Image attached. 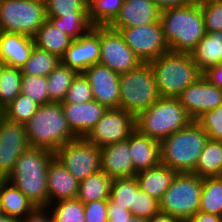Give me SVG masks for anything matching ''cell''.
Returning a JSON list of instances; mask_svg holds the SVG:
<instances>
[{
    "label": "cell",
    "mask_w": 222,
    "mask_h": 222,
    "mask_svg": "<svg viewBox=\"0 0 222 222\" xmlns=\"http://www.w3.org/2000/svg\"><path fill=\"white\" fill-rule=\"evenodd\" d=\"M159 21L170 52L191 53L206 35L202 8L195 2L161 10Z\"/></svg>",
    "instance_id": "obj_1"
},
{
    "label": "cell",
    "mask_w": 222,
    "mask_h": 222,
    "mask_svg": "<svg viewBox=\"0 0 222 222\" xmlns=\"http://www.w3.org/2000/svg\"><path fill=\"white\" fill-rule=\"evenodd\" d=\"M54 152L45 148L28 147L20 155L9 176L15 185L36 207L49 205L47 174Z\"/></svg>",
    "instance_id": "obj_2"
},
{
    "label": "cell",
    "mask_w": 222,
    "mask_h": 222,
    "mask_svg": "<svg viewBox=\"0 0 222 222\" xmlns=\"http://www.w3.org/2000/svg\"><path fill=\"white\" fill-rule=\"evenodd\" d=\"M25 129L30 147L45 148L54 153L78 138L68 125L61 102L40 105Z\"/></svg>",
    "instance_id": "obj_3"
},
{
    "label": "cell",
    "mask_w": 222,
    "mask_h": 222,
    "mask_svg": "<svg viewBox=\"0 0 222 222\" xmlns=\"http://www.w3.org/2000/svg\"><path fill=\"white\" fill-rule=\"evenodd\" d=\"M209 137L192 121L160 142L161 164L176 173H192Z\"/></svg>",
    "instance_id": "obj_4"
},
{
    "label": "cell",
    "mask_w": 222,
    "mask_h": 222,
    "mask_svg": "<svg viewBox=\"0 0 222 222\" xmlns=\"http://www.w3.org/2000/svg\"><path fill=\"white\" fill-rule=\"evenodd\" d=\"M160 97H178L204 73L191 53L168 52L149 62Z\"/></svg>",
    "instance_id": "obj_5"
},
{
    "label": "cell",
    "mask_w": 222,
    "mask_h": 222,
    "mask_svg": "<svg viewBox=\"0 0 222 222\" xmlns=\"http://www.w3.org/2000/svg\"><path fill=\"white\" fill-rule=\"evenodd\" d=\"M192 121L178 97H160L135 117V126L141 134L161 142Z\"/></svg>",
    "instance_id": "obj_6"
},
{
    "label": "cell",
    "mask_w": 222,
    "mask_h": 222,
    "mask_svg": "<svg viewBox=\"0 0 222 222\" xmlns=\"http://www.w3.org/2000/svg\"><path fill=\"white\" fill-rule=\"evenodd\" d=\"M160 98L155 76L149 63L120 74V109L135 117Z\"/></svg>",
    "instance_id": "obj_7"
},
{
    "label": "cell",
    "mask_w": 222,
    "mask_h": 222,
    "mask_svg": "<svg viewBox=\"0 0 222 222\" xmlns=\"http://www.w3.org/2000/svg\"><path fill=\"white\" fill-rule=\"evenodd\" d=\"M203 178L193 173H176L159 201V209L185 222L199 211Z\"/></svg>",
    "instance_id": "obj_8"
},
{
    "label": "cell",
    "mask_w": 222,
    "mask_h": 222,
    "mask_svg": "<svg viewBox=\"0 0 222 222\" xmlns=\"http://www.w3.org/2000/svg\"><path fill=\"white\" fill-rule=\"evenodd\" d=\"M46 19L43 0H0V32L33 37Z\"/></svg>",
    "instance_id": "obj_9"
},
{
    "label": "cell",
    "mask_w": 222,
    "mask_h": 222,
    "mask_svg": "<svg viewBox=\"0 0 222 222\" xmlns=\"http://www.w3.org/2000/svg\"><path fill=\"white\" fill-rule=\"evenodd\" d=\"M54 155L78 181L85 180L101 170L100 148L85 137L69 141Z\"/></svg>",
    "instance_id": "obj_10"
},
{
    "label": "cell",
    "mask_w": 222,
    "mask_h": 222,
    "mask_svg": "<svg viewBox=\"0 0 222 222\" xmlns=\"http://www.w3.org/2000/svg\"><path fill=\"white\" fill-rule=\"evenodd\" d=\"M117 31L142 63H149L169 52L160 21L143 26L120 28Z\"/></svg>",
    "instance_id": "obj_11"
},
{
    "label": "cell",
    "mask_w": 222,
    "mask_h": 222,
    "mask_svg": "<svg viewBox=\"0 0 222 222\" xmlns=\"http://www.w3.org/2000/svg\"><path fill=\"white\" fill-rule=\"evenodd\" d=\"M99 64L121 74L138 68L142 62L126 45L119 31L100 26Z\"/></svg>",
    "instance_id": "obj_12"
},
{
    "label": "cell",
    "mask_w": 222,
    "mask_h": 222,
    "mask_svg": "<svg viewBox=\"0 0 222 222\" xmlns=\"http://www.w3.org/2000/svg\"><path fill=\"white\" fill-rule=\"evenodd\" d=\"M136 129L135 116L124 109H107L85 137L99 148L127 140Z\"/></svg>",
    "instance_id": "obj_13"
},
{
    "label": "cell",
    "mask_w": 222,
    "mask_h": 222,
    "mask_svg": "<svg viewBox=\"0 0 222 222\" xmlns=\"http://www.w3.org/2000/svg\"><path fill=\"white\" fill-rule=\"evenodd\" d=\"M29 145L25 124L8 120L0 113V179H6Z\"/></svg>",
    "instance_id": "obj_14"
},
{
    "label": "cell",
    "mask_w": 222,
    "mask_h": 222,
    "mask_svg": "<svg viewBox=\"0 0 222 222\" xmlns=\"http://www.w3.org/2000/svg\"><path fill=\"white\" fill-rule=\"evenodd\" d=\"M178 98L187 114L195 121L203 112L213 110L222 104V89L214 86L202 75Z\"/></svg>",
    "instance_id": "obj_15"
},
{
    "label": "cell",
    "mask_w": 222,
    "mask_h": 222,
    "mask_svg": "<svg viewBox=\"0 0 222 222\" xmlns=\"http://www.w3.org/2000/svg\"><path fill=\"white\" fill-rule=\"evenodd\" d=\"M92 88L93 98L107 109L120 108V74L96 63L84 72Z\"/></svg>",
    "instance_id": "obj_16"
},
{
    "label": "cell",
    "mask_w": 222,
    "mask_h": 222,
    "mask_svg": "<svg viewBox=\"0 0 222 222\" xmlns=\"http://www.w3.org/2000/svg\"><path fill=\"white\" fill-rule=\"evenodd\" d=\"M99 57L100 26H93L85 35L73 39L60 59L62 64L83 73L88 67L99 63Z\"/></svg>",
    "instance_id": "obj_17"
},
{
    "label": "cell",
    "mask_w": 222,
    "mask_h": 222,
    "mask_svg": "<svg viewBox=\"0 0 222 222\" xmlns=\"http://www.w3.org/2000/svg\"><path fill=\"white\" fill-rule=\"evenodd\" d=\"M161 9L154 0H124L119 14L109 25L113 30L143 26L160 20Z\"/></svg>",
    "instance_id": "obj_18"
},
{
    "label": "cell",
    "mask_w": 222,
    "mask_h": 222,
    "mask_svg": "<svg viewBox=\"0 0 222 222\" xmlns=\"http://www.w3.org/2000/svg\"><path fill=\"white\" fill-rule=\"evenodd\" d=\"M61 106L69 127L77 137H86L107 110L96 100L84 104L61 103Z\"/></svg>",
    "instance_id": "obj_19"
},
{
    "label": "cell",
    "mask_w": 222,
    "mask_h": 222,
    "mask_svg": "<svg viewBox=\"0 0 222 222\" xmlns=\"http://www.w3.org/2000/svg\"><path fill=\"white\" fill-rule=\"evenodd\" d=\"M101 170L111 179L136 176L129 151V138L100 148Z\"/></svg>",
    "instance_id": "obj_20"
},
{
    "label": "cell",
    "mask_w": 222,
    "mask_h": 222,
    "mask_svg": "<svg viewBox=\"0 0 222 222\" xmlns=\"http://www.w3.org/2000/svg\"><path fill=\"white\" fill-rule=\"evenodd\" d=\"M79 184L80 181L56 157L50 161L47 174L49 205L60 200L77 198Z\"/></svg>",
    "instance_id": "obj_21"
},
{
    "label": "cell",
    "mask_w": 222,
    "mask_h": 222,
    "mask_svg": "<svg viewBox=\"0 0 222 222\" xmlns=\"http://www.w3.org/2000/svg\"><path fill=\"white\" fill-rule=\"evenodd\" d=\"M129 151L138 173L161 163L160 142L135 129L129 136Z\"/></svg>",
    "instance_id": "obj_22"
},
{
    "label": "cell",
    "mask_w": 222,
    "mask_h": 222,
    "mask_svg": "<svg viewBox=\"0 0 222 222\" xmlns=\"http://www.w3.org/2000/svg\"><path fill=\"white\" fill-rule=\"evenodd\" d=\"M33 48V37L12 32H0V57L9 67L21 69L29 60Z\"/></svg>",
    "instance_id": "obj_23"
},
{
    "label": "cell",
    "mask_w": 222,
    "mask_h": 222,
    "mask_svg": "<svg viewBox=\"0 0 222 222\" xmlns=\"http://www.w3.org/2000/svg\"><path fill=\"white\" fill-rule=\"evenodd\" d=\"M175 175L174 170L160 163L156 167L136 173V178L142 190L160 201Z\"/></svg>",
    "instance_id": "obj_24"
},
{
    "label": "cell",
    "mask_w": 222,
    "mask_h": 222,
    "mask_svg": "<svg viewBox=\"0 0 222 222\" xmlns=\"http://www.w3.org/2000/svg\"><path fill=\"white\" fill-rule=\"evenodd\" d=\"M34 46L61 58L71 45L73 38L65 30L56 28L46 19L33 36Z\"/></svg>",
    "instance_id": "obj_25"
},
{
    "label": "cell",
    "mask_w": 222,
    "mask_h": 222,
    "mask_svg": "<svg viewBox=\"0 0 222 222\" xmlns=\"http://www.w3.org/2000/svg\"><path fill=\"white\" fill-rule=\"evenodd\" d=\"M0 198L5 215L17 219L25 218L36 206L7 179H0Z\"/></svg>",
    "instance_id": "obj_26"
},
{
    "label": "cell",
    "mask_w": 222,
    "mask_h": 222,
    "mask_svg": "<svg viewBox=\"0 0 222 222\" xmlns=\"http://www.w3.org/2000/svg\"><path fill=\"white\" fill-rule=\"evenodd\" d=\"M191 55L203 73L216 66L222 61V31L206 32Z\"/></svg>",
    "instance_id": "obj_27"
},
{
    "label": "cell",
    "mask_w": 222,
    "mask_h": 222,
    "mask_svg": "<svg viewBox=\"0 0 222 222\" xmlns=\"http://www.w3.org/2000/svg\"><path fill=\"white\" fill-rule=\"evenodd\" d=\"M199 177L222 176V142L208 139L192 172Z\"/></svg>",
    "instance_id": "obj_28"
},
{
    "label": "cell",
    "mask_w": 222,
    "mask_h": 222,
    "mask_svg": "<svg viewBox=\"0 0 222 222\" xmlns=\"http://www.w3.org/2000/svg\"><path fill=\"white\" fill-rule=\"evenodd\" d=\"M112 180L105 172L100 170L80 181L77 198L85 203L110 198Z\"/></svg>",
    "instance_id": "obj_29"
},
{
    "label": "cell",
    "mask_w": 222,
    "mask_h": 222,
    "mask_svg": "<svg viewBox=\"0 0 222 222\" xmlns=\"http://www.w3.org/2000/svg\"><path fill=\"white\" fill-rule=\"evenodd\" d=\"M77 72L60 63L48 76V95L50 102H63L65 95L77 76Z\"/></svg>",
    "instance_id": "obj_30"
},
{
    "label": "cell",
    "mask_w": 222,
    "mask_h": 222,
    "mask_svg": "<svg viewBox=\"0 0 222 222\" xmlns=\"http://www.w3.org/2000/svg\"><path fill=\"white\" fill-rule=\"evenodd\" d=\"M60 63L58 56L34 46L21 71L23 75L47 77Z\"/></svg>",
    "instance_id": "obj_31"
},
{
    "label": "cell",
    "mask_w": 222,
    "mask_h": 222,
    "mask_svg": "<svg viewBox=\"0 0 222 222\" xmlns=\"http://www.w3.org/2000/svg\"><path fill=\"white\" fill-rule=\"evenodd\" d=\"M199 211L222 216V176L203 178Z\"/></svg>",
    "instance_id": "obj_32"
},
{
    "label": "cell",
    "mask_w": 222,
    "mask_h": 222,
    "mask_svg": "<svg viewBox=\"0 0 222 222\" xmlns=\"http://www.w3.org/2000/svg\"><path fill=\"white\" fill-rule=\"evenodd\" d=\"M124 0H89V21L92 26H109L119 14Z\"/></svg>",
    "instance_id": "obj_33"
},
{
    "label": "cell",
    "mask_w": 222,
    "mask_h": 222,
    "mask_svg": "<svg viewBox=\"0 0 222 222\" xmlns=\"http://www.w3.org/2000/svg\"><path fill=\"white\" fill-rule=\"evenodd\" d=\"M54 222H85L84 203L78 198L54 202L47 206Z\"/></svg>",
    "instance_id": "obj_34"
},
{
    "label": "cell",
    "mask_w": 222,
    "mask_h": 222,
    "mask_svg": "<svg viewBox=\"0 0 222 222\" xmlns=\"http://www.w3.org/2000/svg\"><path fill=\"white\" fill-rule=\"evenodd\" d=\"M22 71L9 67L0 76V112L21 93Z\"/></svg>",
    "instance_id": "obj_35"
},
{
    "label": "cell",
    "mask_w": 222,
    "mask_h": 222,
    "mask_svg": "<svg viewBox=\"0 0 222 222\" xmlns=\"http://www.w3.org/2000/svg\"><path fill=\"white\" fill-rule=\"evenodd\" d=\"M46 17L89 16V0H44Z\"/></svg>",
    "instance_id": "obj_36"
},
{
    "label": "cell",
    "mask_w": 222,
    "mask_h": 222,
    "mask_svg": "<svg viewBox=\"0 0 222 222\" xmlns=\"http://www.w3.org/2000/svg\"><path fill=\"white\" fill-rule=\"evenodd\" d=\"M39 107L40 105L37 102L20 93L0 113L8 120L26 124Z\"/></svg>",
    "instance_id": "obj_37"
},
{
    "label": "cell",
    "mask_w": 222,
    "mask_h": 222,
    "mask_svg": "<svg viewBox=\"0 0 222 222\" xmlns=\"http://www.w3.org/2000/svg\"><path fill=\"white\" fill-rule=\"evenodd\" d=\"M140 188L136 176L115 178L112 180L110 198L127 210H131L134 200V192Z\"/></svg>",
    "instance_id": "obj_38"
},
{
    "label": "cell",
    "mask_w": 222,
    "mask_h": 222,
    "mask_svg": "<svg viewBox=\"0 0 222 222\" xmlns=\"http://www.w3.org/2000/svg\"><path fill=\"white\" fill-rule=\"evenodd\" d=\"M56 27L65 30V33L73 39L85 35L93 26L89 21V16H59L47 17Z\"/></svg>",
    "instance_id": "obj_39"
},
{
    "label": "cell",
    "mask_w": 222,
    "mask_h": 222,
    "mask_svg": "<svg viewBox=\"0 0 222 222\" xmlns=\"http://www.w3.org/2000/svg\"><path fill=\"white\" fill-rule=\"evenodd\" d=\"M48 82L45 76L22 75L21 94L39 105L49 103Z\"/></svg>",
    "instance_id": "obj_40"
},
{
    "label": "cell",
    "mask_w": 222,
    "mask_h": 222,
    "mask_svg": "<svg viewBox=\"0 0 222 222\" xmlns=\"http://www.w3.org/2000/svg\"><path fill=\"white\" fill-rule=\"evenodd\" d=\"M195 122L209 139L222 142V104L213 110L203 112Z\"/></svg>",
    "instance_id": "obj_41"
},
{
    "label": "cell",
    "mask_w": 222,
    "mask_h": 222,
    "mask_svg": "<svg viewBox=\"0 0 222 222\" xmlns=\"http://www.w3.org/2000/svg\"><path fill=\"white\" fill-rule=\"evenodd\" d=\"M92 100L94 98L88 79L83 73H78L61 103L84 104Z\"/></svg>",
    "instance_id": "obj_42"
},
{
    "label": "cell",
    "mask_w": 222,
    "mask_h": 222,
    "mask_svg": "<svg viewBox=\"0 0 222 222\" xmlns=\"http://www.w3.org/2000/svg\"><path fill=\"white\" fill-rule=\"evenodd\" d=\"M130 211L133 216L149 219L160 211L159 201L139 188L136 192H134L133 206Z\"/></svg>",
    "instance_id": "obj_43"
},
{
    "label": "cell",
    "mask_w": 222,
    "mask_h": 222,
    "mask_svg": "<svg viewBox=\"0 0 222 222\" xmlns=\"http://www.w3.org/2000/svg\"><path fill=\"white\" fill-rule=\"evenodd\" d=\"M206 32L222 31V0L201 5Z\"/></svg>",
    "instance_id": "obj_44"
},
{
    "label": "cell",
    "mask_w": 222,
    "mask_h": 222,
    "mask_svg": "<svg viewBox=\"0 0 222 222\" xmlns=\"http://www.w3.org/2000/svg\"><path fill=\"white\" fill-rule=\"evenodd\" d=\"M107 216L108 222H148V219L133 216L130 210L116 206L111 198L107 200Z\"/></svg>",
    "instance_id": "obj_45"
},
{
    "label": "cell",
    "mask_w": 222,
    "mask_h": 222,
    "mask_svg": "<svg viewBox=\"0 0 222 222\" xmlns=\"http://www.w3.org/2000/svg\"><path fill=\"white\" fill-rule=\"evenodd\" d=\"M85 222H108L107 200H97L84 204Z\"/></svg>",
    "instance_id": "obj_46"
},
{
    "label": "cell",
    "mask_w": 222,
    "mask_h": 222,
    "mask_svg": "<svg viewBox=\"0 0 222 222\" xmlns=\"http://www.w3.org/2000/svg\"><path fill=\"white\" fill-rule=\"evenodd\" d=\"M20 222H54V219L47 207H36L25 218L20 219Z\"/></svg>",
    "instance_id": "obj_47"
},
{
    "label": "cell",
    "mask_w": 222,
    "mask_h": 222,
    "mask_svg": "<svg viewBox=\"0 0 222 222\" xmlns=\"http://www.w3.org/2000/svg\"><path fill=\"white\" fill-rule=\"evenodd\" d=\"M204 76L216 87L222 89V61L216 66L210 67Z\"/></svg>",
    "instance_id": "obj_48"
},
{
    "label": "cell",
    "mask_w": 222,
    "mask_h": 222,
    "mask_svg": "<svg viewBox=\"0 0 222 222\" xmlns=\"http://www.w3.org/2000/svg\"><path fill=\"white\" fill-rule=\"evenodd\" d=\"M186 222H222V216L198 211L196 214L191 216Z\"/></svg>",
    "instance_id": "obj_49"
},
{
    "label": "cell",
    "mask_w": 222,
    "mask_h": 222,
    "mask_svg": "<svg viewBox=\"0 0 222 222\" xmlns=\"http://www.w3.org/2000/svg\"><path fill=\"white\" fill-rule=\"evenodd\" d=\"M155 4L161 9L170 7H180L194 2V0H154Z\"/></svg>",
    "instance_id": "obj_50"
},
{
    "label": "cell",
    "mask_w": 222,
    "mask_h": 222,
    "mask_svg": "<svg viewBox=\"0 0 222 222\" xmlns=\"http://www.w3.org/2000/svg\"><path fill=\"white\" fill-rule=\"evenodd\" d=\"M148 222H185V221L180 218L172 217L167 213L159 211L158 213L150 217L148 219Z\"/></svg>",
    "instance_id": "obj_51"
},
{
    "label": "cell",
    "mask_w": 222,
    "mask_h": 222,
    "mask_svg": "<svg viewBox=\"0 0 222 222\" xmlns=\"http://www.w3.org/2000/svg\"><path fill=\"white\" fill-rule=\"evenodd\" d=\"M0 222H20V219L3 214L0 216Z\"/></svg>",
    "instance_id": "obj_52"
},
{
    "label": "cell",
    "mask_w": 222,
    "mask_h": 222,
    "mask_svg": "<svg viewBox=\"0 0 222 222\" xmlns=\"http://www.w3.org/2000/svg\"><path fill=\"white\" fill-rule=\"evenodd\" d=\"M6 62L0 57V76L3 72V70L6 68Z\"/></svg>",
    "instance_id": "obj_53"
},
{
    "label": "cell",
    "mask_w": 222,
    "mask_h": 222,
    "mask_svg": "<svg viewBox=\"0 0 222 222\" xmlns=\"http://www.w3.org/2000/svg\"><path fill=\"white\" fill-rule=\"evenodd\" d=\"M211 1H217V0H194L195 3L200 4V5L205 4L207 2H211Z\"/></svg>",
    "instance_id": "obj_54"
},
{
    "label": "cell",
    "mask_w": 222,
    "mask_h": 222,
    "mask_svg": "<svg viewBox=\"0 0 222 222\" xmlns=\"http://www.w3.org/2000/svg\"><path fill=\"white\" fill-rule=\"evenodd\" d=\"M3 210H2V204H1V198H0V216L3 215Z\"/></svg>",
    "instance_id": "obj_55"
}]
</instances>
